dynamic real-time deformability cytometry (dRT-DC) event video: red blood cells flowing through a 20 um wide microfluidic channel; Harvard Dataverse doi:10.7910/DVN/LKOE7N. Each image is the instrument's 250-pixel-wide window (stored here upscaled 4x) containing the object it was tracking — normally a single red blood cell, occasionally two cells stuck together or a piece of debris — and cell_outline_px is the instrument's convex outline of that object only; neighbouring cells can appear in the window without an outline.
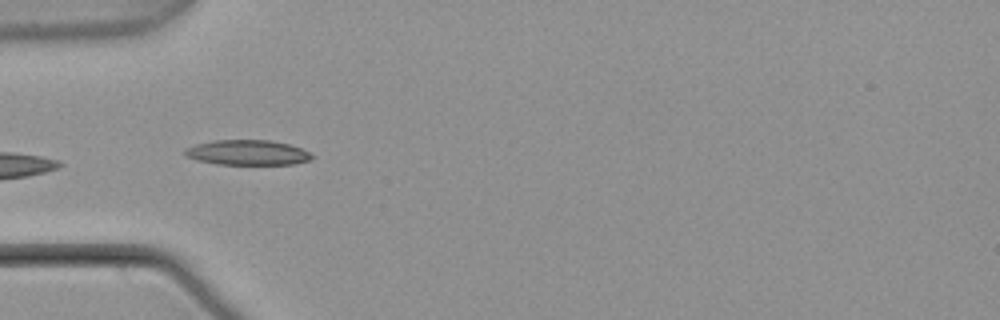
{"species": "common noctule bat (a hibernating species)", "species_latin": "Nyctalus noctula", "temperature_condition": "warm", "stored_images_in_passage": 15, "camera_frame_rate_fps": 3000, "um_per_image_px": 0.085, "animal": {"sex": "male", "body_mass_g": 21.5, "forearm_length_mm": 52.0}, "frame": {"image": 1, "passage_image": 3, "time_ms": 0.667, "image_size_px": [1000, 320], "cell_outline_px": [[316, 156], [312, 160], [292, 164], [216, 164], [196, 160], [184, 156], [184, 148], [196, 144], [212, 140], [268, 140], [288, 144], [300, 148]], "centroid_in_image_um": [21.01, 12.97], "position_along_channel_um": 64.0, "area_um2": 18.67}}